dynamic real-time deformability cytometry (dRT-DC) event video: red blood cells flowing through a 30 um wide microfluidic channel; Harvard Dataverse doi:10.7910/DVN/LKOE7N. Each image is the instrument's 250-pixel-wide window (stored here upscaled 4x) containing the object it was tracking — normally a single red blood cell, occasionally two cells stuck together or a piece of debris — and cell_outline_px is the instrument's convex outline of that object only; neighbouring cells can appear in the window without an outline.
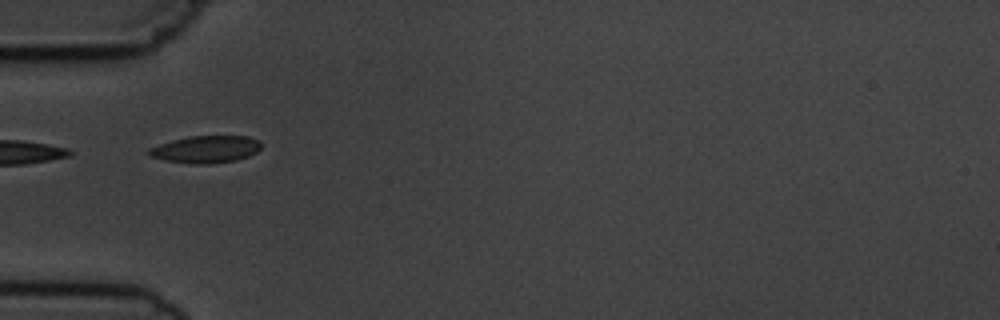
{"species": "common noctule bat (a hibernating species)", "species_latin": "Nyctalus noctula", "temperature_condition": "cold", "stored_images_in_passage": 4, "camera_frame_rate_fps": 3000, "um_per_image_px": 0.085, "animal": {"sex": "male", "body_mass_g": 19.5, "forearm_length_mm": 54.6}, "frame": {"image": 1, "passage_image": 2, "time_ms": 1.0, "image_size_px": [1000, 320], "cell_outline_px": [[260, 148], [256, 152], [248, 156], [236, 160], [212, 164], [196, 164], [164, 160], [148, 156], [144, 152], [148, 148], [172, 140], [188, 136], [248, 136], [260, 140]], "centroid_in_image_um": [17.45, 12.69], "position_along_channel_um": 67.5, "area_um2": 17.98}}
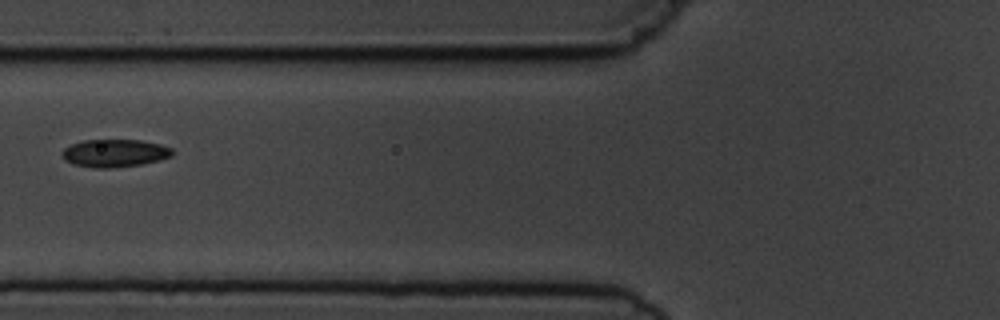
{"frame": {"image": 2, "passage_image": 3, "time_ms": 2.333, "image_size_px": [1000, 320], "cell_outline_px": [[172, 156], [160, 160], [140, 164], [112, 168], [92, 168], [72, 164], [64, 160], [60, 152], [64, 148], [72, 144], [84, 140], [140, 140], [160, 144], [172, 148]], "centroid_in_image_um": [9.71, 13.02], "position_along_channel_um": 116.1, "area_um2": 17.92}}
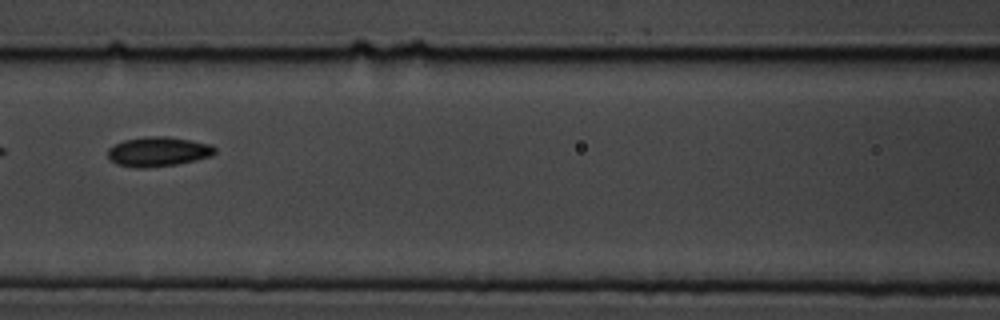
{"frame": {"image": 3, "passage_image": 4, "time_ms": 3.333, "image_size_px": [1000, 320], "cell_outline_px": [[216, 152], [212, 156], [196, 160], [176, 164], [144, 168], [136, 168], [116, 164], [108, 156], [108, 148], [124, 140], [144, 136], [164, 136], [192, 140], [212, 144], [216, 148]], "centroid_in_image_um": [13.47, 12.88], "position_along_channel_um": 153.1, "area_um2": 18.55}}